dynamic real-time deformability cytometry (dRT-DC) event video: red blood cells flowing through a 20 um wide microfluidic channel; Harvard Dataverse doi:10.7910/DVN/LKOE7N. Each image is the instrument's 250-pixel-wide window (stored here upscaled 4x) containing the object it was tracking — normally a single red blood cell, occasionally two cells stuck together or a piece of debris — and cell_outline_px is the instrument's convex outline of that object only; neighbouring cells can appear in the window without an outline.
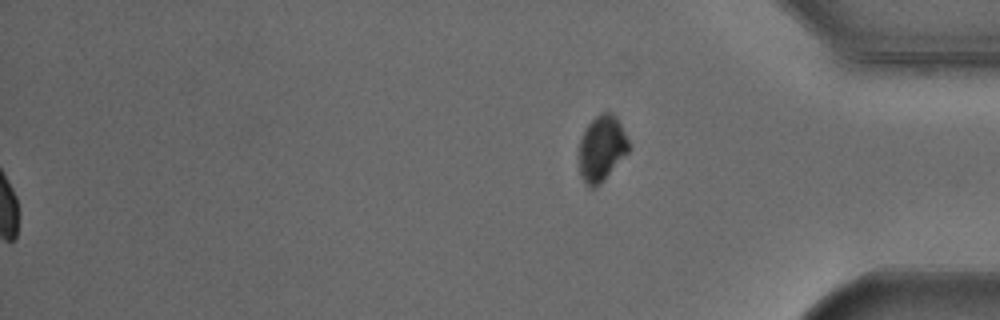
{"species": "Egyptian fruit bat (a non-hibernating species)", "species_latin": "Rousettus aegyptiacus", "temperature_condition": "cold", "stored_images_in_passage": 47, "segment_of_instrument_passage": [2, 2], "camera_frame_rate_fps": 3000, "um_per_image_px": 0.085, "animal": {"sex": "male"}, "frame": {"image": 1, "passage_image": 47, "time_ms": 15.333, "image_size_px": [1000, 320], "cell_outline_px": [[632, 148], [600, 184], [596, 188], [588, 188], [580, 176], [576, 156], [580, 140], [588, 124], [600, 112], [612, 112], [616, 116]], "centroid_in_image_um": [51.11, 12.65], "position_along_channel_um": 384.1, "area_um2": 19.54}}